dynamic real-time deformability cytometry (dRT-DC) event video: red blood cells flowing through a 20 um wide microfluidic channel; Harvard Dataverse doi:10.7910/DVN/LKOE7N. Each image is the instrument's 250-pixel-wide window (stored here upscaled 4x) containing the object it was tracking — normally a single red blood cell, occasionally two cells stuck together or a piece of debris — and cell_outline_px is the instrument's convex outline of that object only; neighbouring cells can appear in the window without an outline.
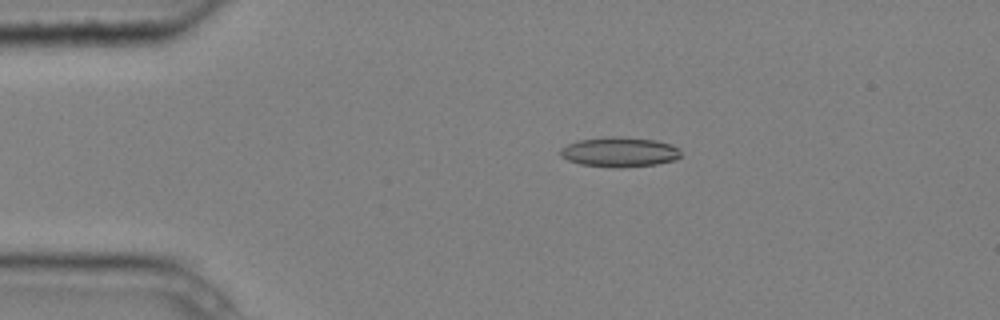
{"species": "common noctule bat (a hibernating species)", "species_latin": "Nyctalus noctula", "temperature_condition": "cold", "stored_images_in_passage": 5, "camera_frame_rate_fps": 3000, "um_per_image_px": 0.085, "animal": {"sex": "male", "body_mass_g": 20.4}, "frame": {"image": 1, "passage_image": 2, "time_ms": 0.333, "image_size_px": [1000, 320], "cell_outline_px": [[680, 156], [676, 160], [656, 164], [620, 168], [616, 168], [580, 164], [568, 160], [560, 156], [560, 148], [576, 140], [608, 136], [616, 136], [656, 140], [672, 144], [680, 148]], "centroid_in_image_um": [52.66, 12.91], "position_along_channel_um": 32.3, "area_um2": 21.21}}
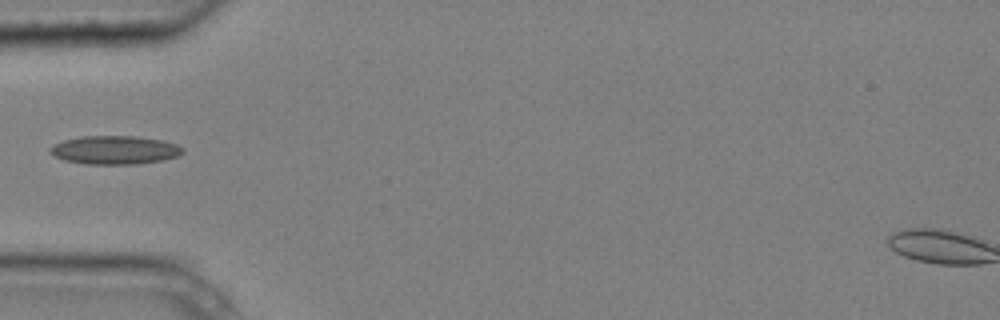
{"frame": {"image": 2, "passage_image": 4, "time_ms": 1.0, "image_size_px": [1000, 320], "cell_outline_px": [[184, 152], [180, 156], [164, 160], [136, 164], [84, 164], [64, 160], [48, 152], [48, 148], [64, 140], [80, 136], [132, 136], [160, 140], [176, 144], [184, 148]], "centroid_in_image_um": [9.76, 12.76], "position_along_channel_um": 75.2, "area_um2": 22.08}}
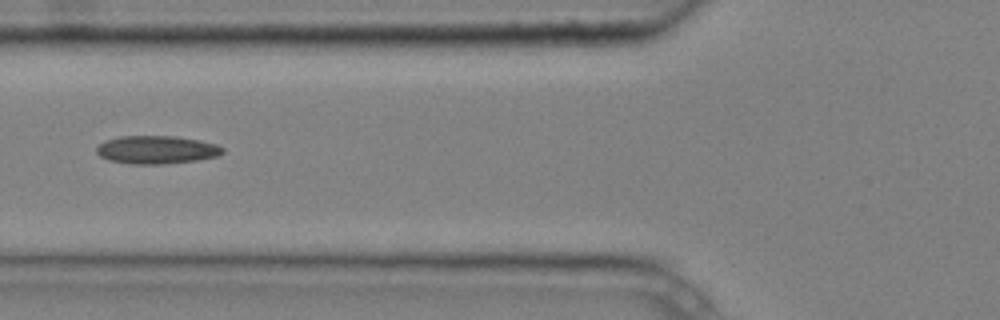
{"frame": {"image": 3, "passage_image": 5, "time_ms": 1.333, "image_size_px": [1000, 320], "cell_outline_px": [[224, 152], [216, 156], [196, 160], [164, 164], [132, 164], [108, 160], [100, 156], [96, 152], [96, 148], [104, 140], [120, 136], [176, 136], [200, 140], [216, 144], [224, 148]], "centroid_in_image_um": [13.29, 12.72], "position_along_channel_um": 112.5, "area_um2": 20.69}}